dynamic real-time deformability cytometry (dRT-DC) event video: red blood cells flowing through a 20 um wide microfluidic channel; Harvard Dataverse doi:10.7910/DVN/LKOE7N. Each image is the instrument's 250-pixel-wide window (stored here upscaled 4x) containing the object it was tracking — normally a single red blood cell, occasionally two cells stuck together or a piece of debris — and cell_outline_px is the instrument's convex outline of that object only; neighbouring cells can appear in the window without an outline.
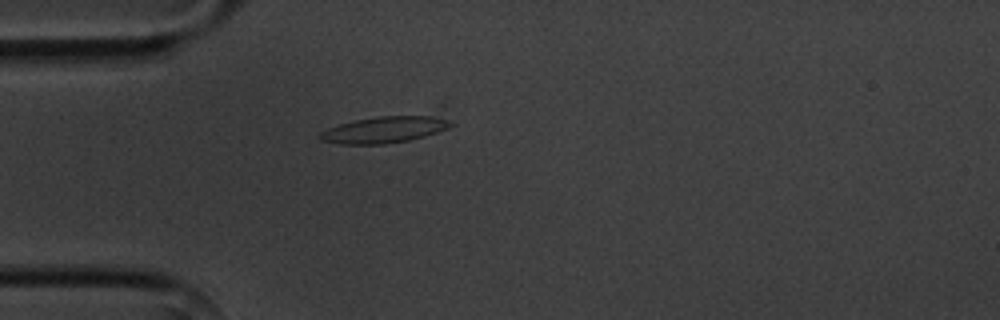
{"species": "common noctule bat (a hibernating species)", "species_latin": "Nyctalus noctula", "temperature_condition": "cold", "stored_images_in_passage": 4, "camera_frame_rate_fps": 3000, "um_per_image_px": 0.085, "animal": {"sex": "male", "body_mass_g": 20.1, "forearm_length_mm": 53.5}, "frame": {"image": 1, "passage_image": 4, "time_ms": 4.0, "image_size_px": [1000, 320], "cell_outline_px": [[452, 124], [448, 128], [424, 136], [408, 140], [384, 144], [340, 144], [320, 140], [316, 136], [320, 132], [328, 128], [340, 124], [356, 120], [376, 116], [432, 116], [448, 120]], "centroid_in_image_um": [32.59, 11.03], "position_along_channel_um": 52.4, "area_um2": 19.83}}